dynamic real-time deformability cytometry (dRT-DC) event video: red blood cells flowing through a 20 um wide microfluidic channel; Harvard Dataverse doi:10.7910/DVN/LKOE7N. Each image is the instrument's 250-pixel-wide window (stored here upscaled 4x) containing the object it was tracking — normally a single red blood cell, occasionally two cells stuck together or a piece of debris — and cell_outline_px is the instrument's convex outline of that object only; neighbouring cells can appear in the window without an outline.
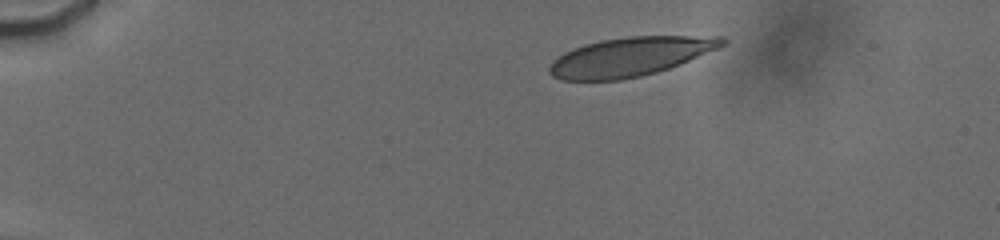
{"species": "human", "species_latin": "Homo sapiens", "temperature_condition": "cold", "stored_images_in_passage": 15, "camera_frame_rate_fps": 3000, "um_per_image_px": 0.085, "donor": {"sex": "male"}, "frame": {"image": 1, "passage_image": 1, "time_ms": 0.0, "image_size_px": [1000, 240], "cell_outline_px": [[728, 44], [720, 48], [668, 68], [656, 72], [640, 76], [620, 80], [564, 80], [552, 76], [548, 72], [548, 68], [552, 60], [564, 52], [572, 48], [584, 44], [600, 40], [628, 36], [724, 36], [728, 40]], "centroid_in_image_um": [53.58, 4.8], "position_along_channel_um": 31.4, "area_um2": 39.42}}
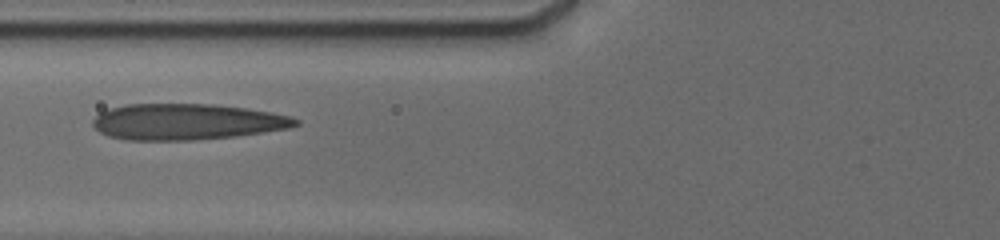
{"frame": {"image": 2, "passage_image": 10, "time_ms": 4.333, "image_size_px": [1000, 240], "cell_outline_px": [[300, 124], [288, 128], [232, 136], [192, 140], [128, 140], [108, 136], [100, 132], [92, 124], [92, 120], [100, 112], [124, 104], [212, 104], [248, 108], [292, 116], [300, 120]], "centroid_in_image_um": [15.86, 10.34], "position_along_channel_um": 109.9, "area_um2": 42.48}}
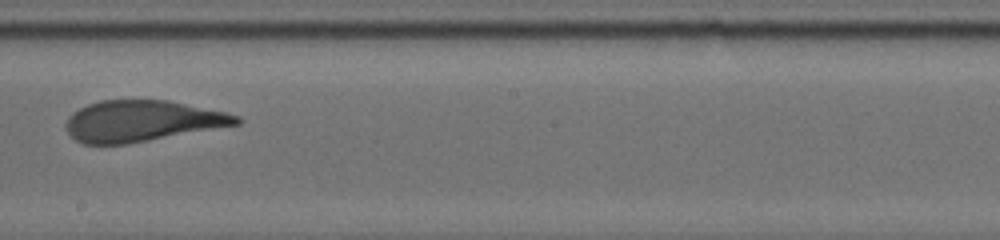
{"frame": {"image": 3, "passage_image": 14, "time_ms": 7.667, "image_size_px": [1000, 240], "cell_outline_px": [[240, 124], [128, 144], [84, 144], [76, 140], [64, 128], [68, 116], [72, 112], [88, 104], [100, 100], [168, 100], [224, 112], [240, 116]], "centroid_in_image_um": [12.04, 10.29], "position_along_channel_um": 236.2, "area_um2": 40.69}}